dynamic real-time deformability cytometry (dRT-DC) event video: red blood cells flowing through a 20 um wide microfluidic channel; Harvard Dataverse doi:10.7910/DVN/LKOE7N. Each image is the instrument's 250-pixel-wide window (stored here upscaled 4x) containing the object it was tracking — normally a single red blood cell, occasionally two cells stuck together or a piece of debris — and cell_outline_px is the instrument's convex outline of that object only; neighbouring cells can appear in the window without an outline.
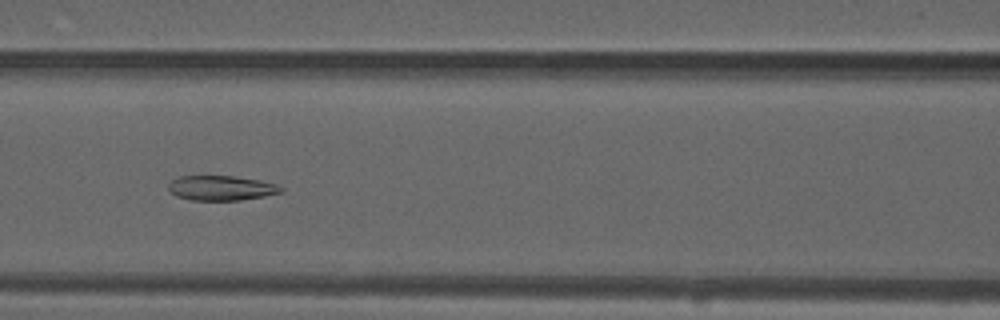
{"species": "common noctule bat (a hibernating species)", "species_latin": "Nyctalus noctula", "temperature_condition": "warm", "stored_images_in_passage": 52, "camera_frame_rate_fps": 3000, "um_per_image_px": 0.085, "animal": {"sex": "male", "forearm_length_mm": 52.5}, "frame": {"image": 1, "passage_image": 20, "time_ms": 6.333, "image_size_px": [1000, 320], "cell_outline_px": [[284, 192], [264, 196], [240, 200], [192, 200], [176, 196], [168, 192], [168, 184], [172, 180], [180, 176], [232, 176], [260, 180], [276, 184], [284, 188]], "centroid_in_image_um": [18.8, 15.98], "position_along_channel_um": 147.8, "area_um2": 16.36}}
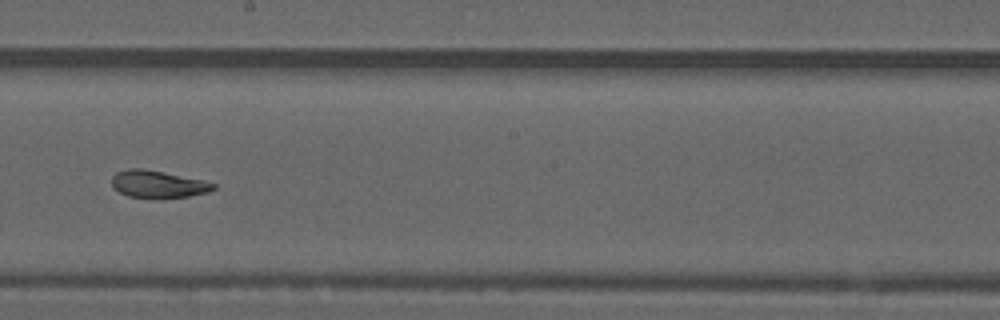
{"frame": {"image": 2, "passage_image": 27, "time_ms": 8.667, "image_size_px": [1000, 320], "cell_outline_px": [[216, 188], [208, 192], [188, 196], [128, 196], [120, 192], [112, 184], [112, 176], [116, 172], [128, 168], [144, 168], [204, 180], [216, 184]], "centroid_in_image_um": [13.44, 15.61], "position_along_channel_um": 234.8, "area_um2": 15.66}}
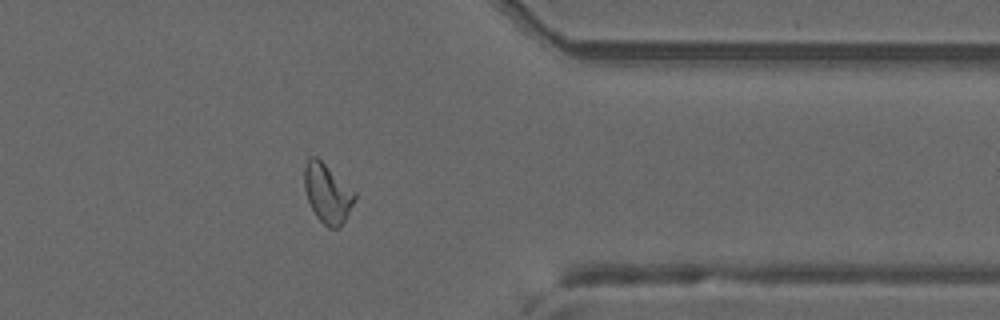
{"frame": {"image": 3, "passage_image": 40, "time_ms": 13.0, "image_size_px": [1000, 320], "cell_outline_px": [[356, 196], [340, 228], [328, 228], [316, 216], [308, 200], [304, 188], [304, 168], [308, 156], [316, 156], [356, 192]], "centroid_in_image_um": [27.8, 16.41], "position_along_channel_um": 383.6, "area_um2": 17.17}, "authors_computed_cell_mechanics": {"area_um2": 17.5134, "velocity_mm_per_s": 3.7374, "shape_relaxation_time_tau1_ms": null, "shape_relaxation_time_tau2_ms": 2.2885, "deformation_change_tau1": null, "deformation_change_tau2": 0.0816}}